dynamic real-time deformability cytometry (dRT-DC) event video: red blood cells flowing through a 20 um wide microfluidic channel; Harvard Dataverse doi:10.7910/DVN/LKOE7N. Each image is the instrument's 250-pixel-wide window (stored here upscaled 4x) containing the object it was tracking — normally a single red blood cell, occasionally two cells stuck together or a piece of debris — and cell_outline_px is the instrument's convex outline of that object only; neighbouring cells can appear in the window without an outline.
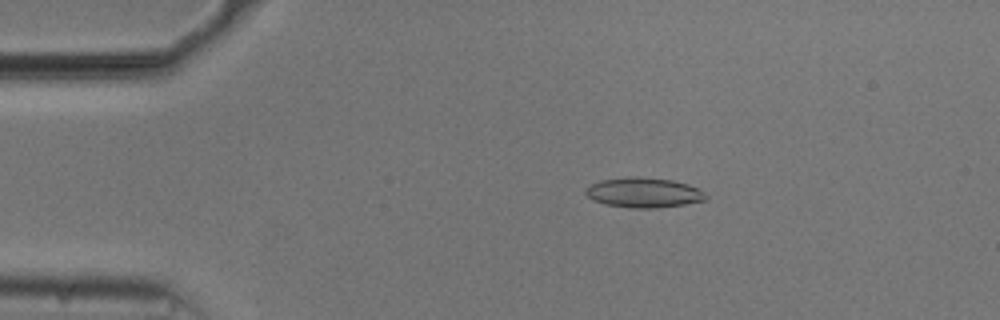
{"species": "common noctule bat (a hibernating species)", "species_latin": "Nyctalus noctula", "temperature_condition": "cold", "stored_images_in_passage": 54, "camera_frame_rate_fps": 3000, "um_per_image_px": 0.085, "animal": {"sex": "male", "body_mass_g": 20.5, "forearm_length_mm": 52.5}, "frame": {"image": 1, "passage_image": 10, "time_ms": 3.0, "image_size_px": [1000, 320], "cell_outline_px": [[708, 200], [684, 204], [656, 208], [628, 208], [604, 204], [588, 196], [584, 192], [584, 188], [588, 184], [600, 180], [628, 176], [632, 176], [672, 180], [688, 184], [704, 192], [708, 196]], "centroid_in_image_um": [54.69, 16.37], "position_along_channel_um": 30.3, "area_um2": 21.15}}
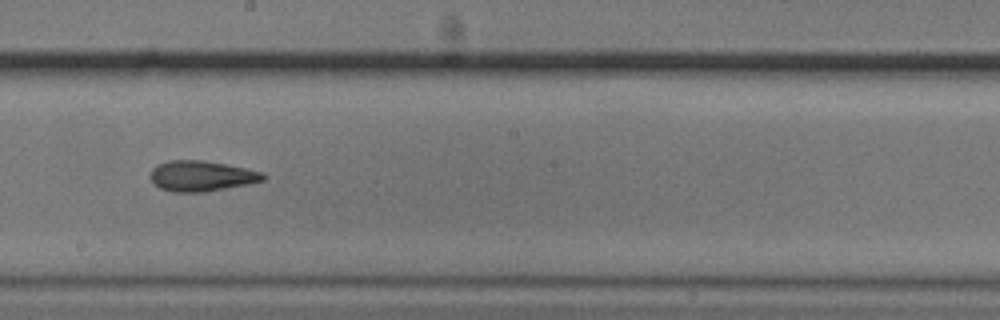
{"frame": {"image": 2, "passage_image": 30, "time_ms": 9.667, "image_size_px": [1000, 320], "cell_outline_px": [[268, 176], [264, 180], [248, 184], [204, 192], [172, 192], [160, 188], [152, 180], [152, 168], [156, 164], [168, 160], [200, 160], [224, 164], [264, 172]], "centroid_in_image_um": [17.14, 14.96], "position_along_channel_um": 231.1, "area_um2": 19.94}}
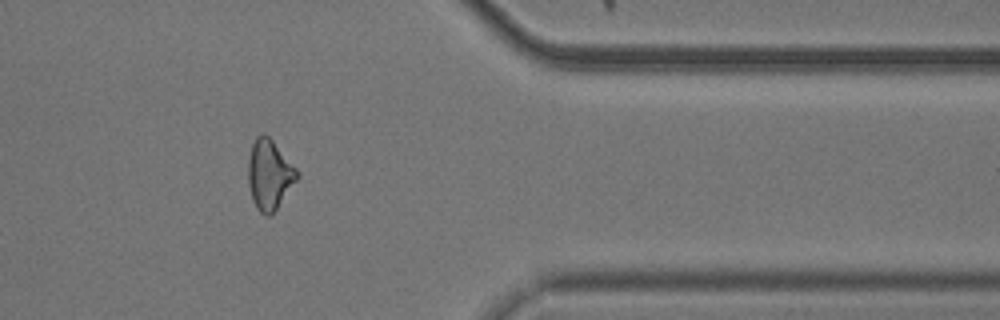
{"frame": {"image": 3, "passage_image": 44, "time_ms": 14.333, "image_size_px": [1000, 320], "cell_outline_px": [[300, 176], [276, 208], [268, 216], [264, 216], [256, 208], [252, 200], [248, 184], [248, 160], [252, 144], [256, 136], [260, 132], [264, 132], [272, 140], [296, 168]], "centroid_in_image_um": [22.88, 14.82], "position_along_channel_um": 388.5, "area_um2": 19.83}, "authors_computed_cell_mechanics": {"area_um2": 19.9699, "velocity_mm_per_s": 3.7484, "shape_relaxation_time_tau1_ms": 3.9769, "shape_relaxation_time_tau2_ms": 2.5201, "deformation_change_tau1": 0.1377, "deformation_change_tau2": 0.1122}}